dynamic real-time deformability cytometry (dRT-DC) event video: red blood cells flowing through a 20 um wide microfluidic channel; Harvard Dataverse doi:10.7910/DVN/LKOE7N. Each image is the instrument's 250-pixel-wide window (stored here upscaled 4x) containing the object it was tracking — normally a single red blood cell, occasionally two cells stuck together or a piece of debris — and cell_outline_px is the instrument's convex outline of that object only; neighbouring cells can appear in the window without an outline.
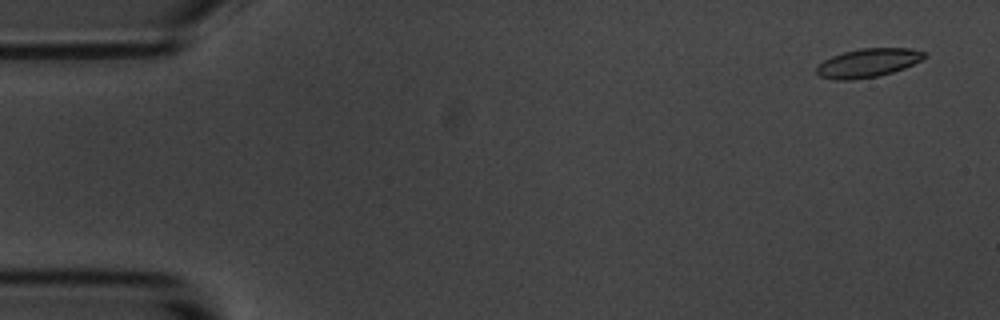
{"species": "common noctule bat (a hibernating species)", "species_latin": "Nyctalus noctula", "temperature_condition": "room temperature", "stored_images_in_passage": 5, "camera_frame_rate_fps": 3000, "um_per_image_px": 0.085, "animal": {"sex": "male", "body_mass_g": 20.1, "forearm_length_mm": 53.5}, "frame": {"image": 1, "passage_image": 1, "time_ms": 0.0, "image_size_px": [1000, 320], "cell_outline_px": [[928, 56], [904, 68], [892, 72], [876, 76], [852, 80], [836, 80], [820, 76], [816, 72], [816, 68], [824, 60], [832, 56], [844, 52], [860, 48], [908, 48], [924, 52]], "centroid_in_image_um": [73.76, 5.34], "position_along_channel_um": 11.2, "area_um2": 17.8}}
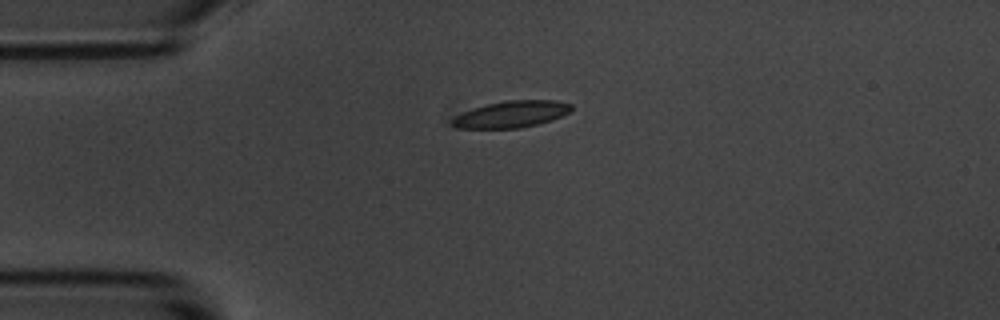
{"frame": {"image": 2, "passage_image": 4, "time_ms": 3.667, "image_size_px": [1000, 320], "cell_outline_px": [[572, 108], [568, 112], [552, 120], [540, 124], [520, 128], [456, 128], [452, 124], [452, 120], [456, 116], [472, 108], [488, 104], [508, 100], [556, 100], [572, 104]], "centroid_in_image_um": [43.49, 9.71], "position_along_channel_um": 41.5, "area_um2": 18.38}}